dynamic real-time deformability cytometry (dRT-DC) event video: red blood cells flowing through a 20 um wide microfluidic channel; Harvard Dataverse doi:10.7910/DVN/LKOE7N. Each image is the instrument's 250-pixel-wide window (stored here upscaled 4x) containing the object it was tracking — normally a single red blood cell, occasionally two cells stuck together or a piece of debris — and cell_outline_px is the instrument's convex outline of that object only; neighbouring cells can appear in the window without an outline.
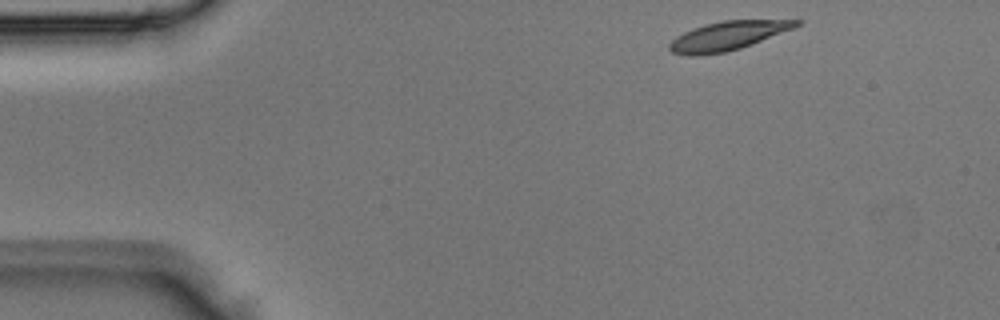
{"species": "Egyptian fruit bat (a non-hibernating species)", "species_latin": "Rousettus aegyptiacus", "temperature_condition": "room temperature", "stored_images_in_passage": 2, "camera_frame_rate_fps": 3000, "um_per_image_px": 0.085, "animal": {"sex": "male"}, "frame": {"image": 1, "passage_image": 1, "time_ms": 0.0, "image_size_px": [1000, 320], "cell_outline_px": [[804, 20], [800, 24], [792, 28], [740, 48], [724, 52], [700, 56], [692, 56], [672, 52], [668, 48], [668, 44], [676, 36], [684, 32], [708, 24], [724, 20]], "centroid_in_image_um": [61.81, 3.05], "position_along_channel_um": 23.2, "area_um2": 20.81}}